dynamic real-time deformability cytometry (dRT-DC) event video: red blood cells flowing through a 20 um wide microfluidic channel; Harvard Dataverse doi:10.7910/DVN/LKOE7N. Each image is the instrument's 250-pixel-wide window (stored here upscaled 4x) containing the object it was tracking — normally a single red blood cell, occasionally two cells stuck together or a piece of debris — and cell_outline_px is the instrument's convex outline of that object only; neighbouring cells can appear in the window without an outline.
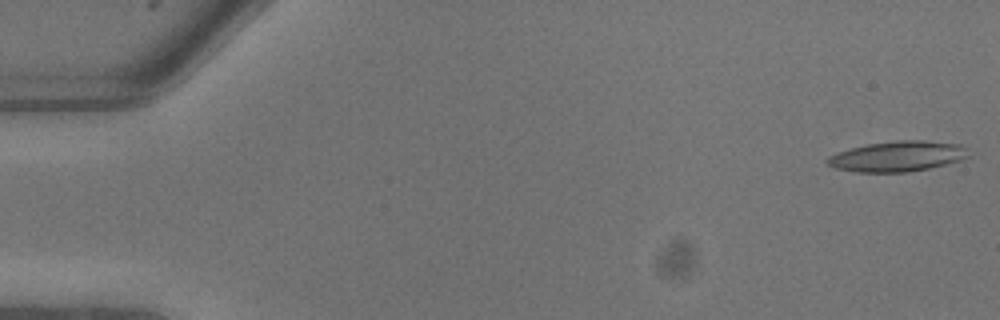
{"species": "common noctule bat (a hibernating species)", "species_latin": "Nyctalus noctula", "temperature_condition": "warm", "stored_images_in_passage": 9, "camera_frame_rate_fps": 3000, "um_per_image_px": 0.085, "animal": {"sex": "male", "body_mass_g": 13.3}, "frame": {"image": 1, "passage_image": 1, "time_ms": 0.0, "image_size_px": [1000, 320], "cell_outline_px": [[968, 156], [960, 160], [928, 168], [908, 172], [856, 172], [836, 168], [828, 164], [824, 160], [828, 156], [852, 148], [868, 144], [896, 140], [920, 140], [960, 144], [964, 148]], "centroid_in_image_um": [76.25, 13.29], "position_along_channel_um": 8.8, "area_um2": 24.62}}
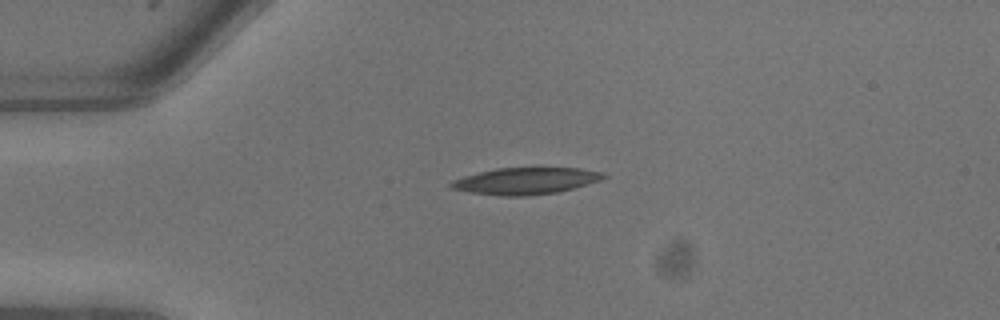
{"frame": {"image": 2, "passage_image": 6, "time_ms": 1.667, "image_size_px": [1000, 320], "cell_outline_px": [[608, 176], [600, 180], [588, 184], [556, 192], [528, 196], [500, 196], [468, 192], [452, 188], [448, 184], [452, 180], [464, 176], [496, 168], [580, 168], [600, 172]], "centroid_in_image_um": [44.65, 15.38], "position_along_channel_um": 40.3, "area_um2": 23.58}}
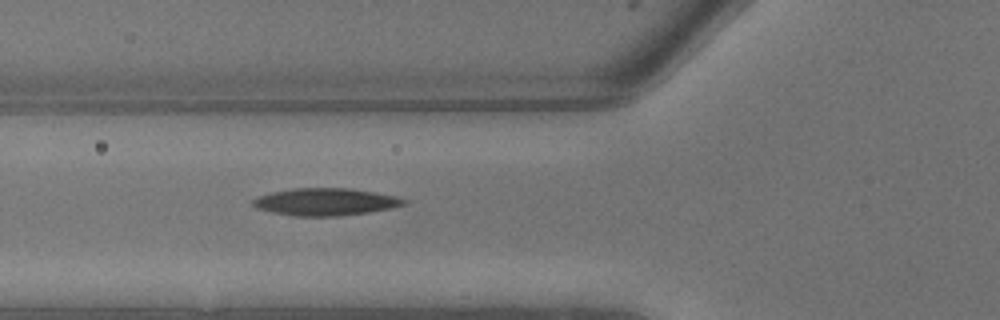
{"frame": {"image": 3, "passage_image": 9, "time_ms": 2.667, "image_size_px": [1000, 320], "cell_outline_px": [[408, 200], [404, 204], [392, 208], [368, 212], [340, 216], [296, 216], [272, 212], [256, 208], [252, 204], [252, 200], [260, 196], [272, 192], [296, 188], [352, 188], [396, 196]], "centroid_in_image_um": [27.68, 17.16], "position_along_channel_um": 98.1, "area_um2": 23.93}}